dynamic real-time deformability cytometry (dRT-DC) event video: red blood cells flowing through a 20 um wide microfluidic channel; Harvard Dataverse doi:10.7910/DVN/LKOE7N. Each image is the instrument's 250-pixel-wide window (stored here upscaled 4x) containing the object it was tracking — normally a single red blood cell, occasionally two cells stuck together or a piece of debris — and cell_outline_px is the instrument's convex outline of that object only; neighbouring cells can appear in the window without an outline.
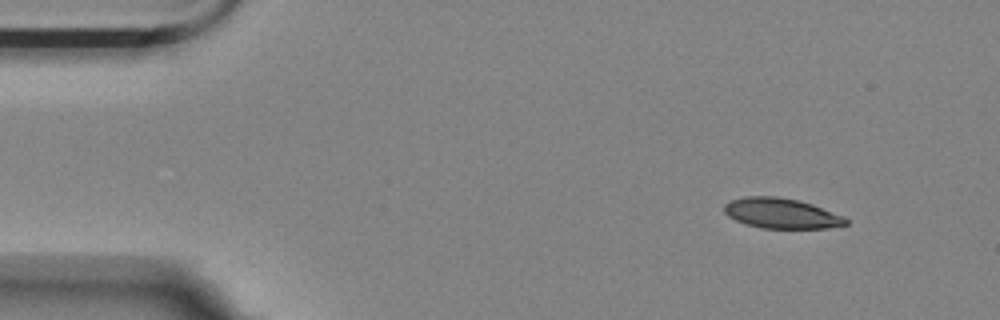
{"species": "Egyptian fruit bat (a non-hibernating species)", "species_latin": "Rousettus aegyptiacus", "temperature_condition": "room temperature", "stored_images_in_passage": 51, "camera_frame_rate_fps": 3000, "um_per_image_px": 0.085, "animal": {"sex": "female"}, "frame": {"image": 1, "passage_image": 1, "time_ms": 0.0, "image_size_px": [1000, 320], "cell_outline_px": [[848, 224], [828, 228], [760, 228], [744, 224], [728, 216], [724, 212], [724, 204], [732, 200], [744, 196], [776, 196], [800, 200], [812, 204], [844, 216], [848, 220]], "centroid_in_image_um": [66.41, 18.13], "position_along_channel_um": 18.6, "area_um2": 21.56}}
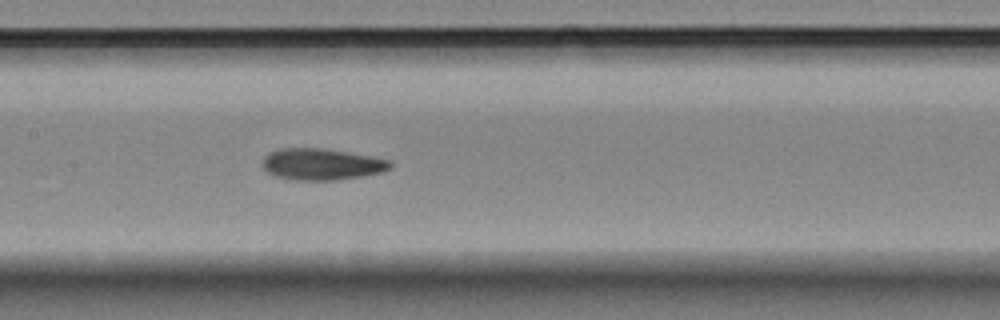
{"frame": {"image": 2, "passage_image": 22, "time_ms": 7.0, "image_size_px": [1000, 320], "cell_outline_px": [[392, 164], [388, 168], [380, 172], [364, 176], [336, 180], [292, 180], [276, 176], [268, 172], [260, 164], [264, 156], [268, 152], [280, 148], [324, 148], [372, 156], [388, 160]], "centroid_in_image_um": [27.28, 13.95], "position_along_channel_um": 180.1, "area_um2": 23.52}}
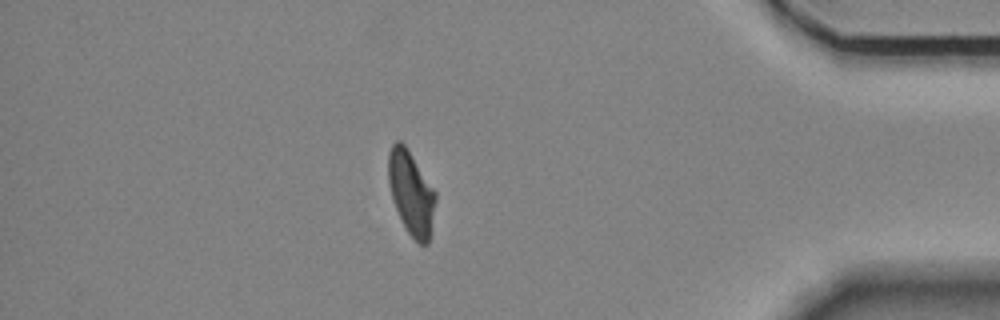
{"frame": {"image": 3, "passage_image": 44, "time_ms": 14.333, "image_size_px": [1000, 320], "cell_outline_px": [[436, 200], [432, 232], [428, 244], [420, 244], [408, 232], [396, 208], [392, 196], [388, 180], [388, 152], [392, 144], [396, 140], [400, 140], [408, 148], [436, 192]], "centroid_in_image_um": [34.97, 16.37], "position_along_channel_um": 400.2, "area_um2": 23.06}, "authors_computed_cell_mechanics": {"area_um2": 23.3512, "velocity_mm_per_s": 3.5272, "shape_relaxation_time_tau1_ms": 5.7817, "shape_relaxation_time_tau2_ms": 3.0738, "deformation_change_tau1": 0.1619, "deformation_change_tau2": 0.1033}}